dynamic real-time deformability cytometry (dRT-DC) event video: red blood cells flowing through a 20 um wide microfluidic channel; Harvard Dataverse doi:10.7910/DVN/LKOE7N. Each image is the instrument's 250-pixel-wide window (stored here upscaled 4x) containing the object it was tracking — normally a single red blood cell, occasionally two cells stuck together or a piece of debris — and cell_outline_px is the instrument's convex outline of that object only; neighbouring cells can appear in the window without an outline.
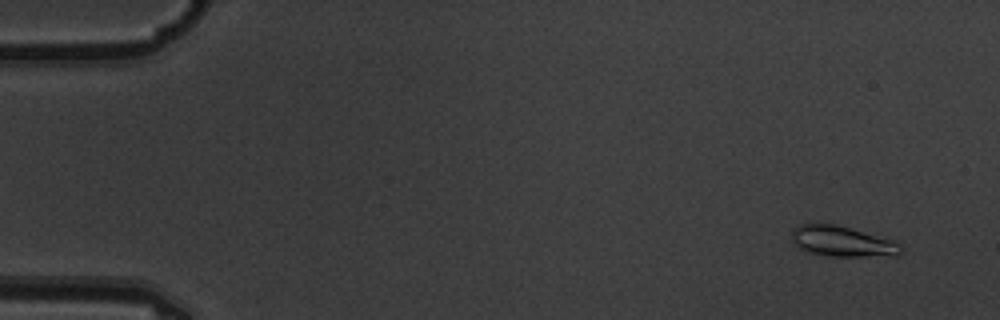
{"species": "common noctule bat (a hibernating species)", "species_latin": "Nyctalus noctula", "temperature_condition": "warm", "stored_images_in_passage": 5, "camera_frame_rate_fps": 3000, "um_per_image_px": 0.085, "animal": {"sex": "male", "body_mass_g": 19.5, "forearm_length_mm": 54.6}, "frame": {"image": 1, "passage_image": 1, "time_ms": 0.0, "image_size_px": [1000, 320], "cell_outline_px": [[904, 252], [900, 256], [824, 256], [808, 252], [800, 248], [792, 240], [792, 232], [800, 224], [836, 224], [892, 240]], "centroid_in_image_um": [71.6, 20.54], "position_along_channel_um": 13.4, "area_um2": 19.19}}